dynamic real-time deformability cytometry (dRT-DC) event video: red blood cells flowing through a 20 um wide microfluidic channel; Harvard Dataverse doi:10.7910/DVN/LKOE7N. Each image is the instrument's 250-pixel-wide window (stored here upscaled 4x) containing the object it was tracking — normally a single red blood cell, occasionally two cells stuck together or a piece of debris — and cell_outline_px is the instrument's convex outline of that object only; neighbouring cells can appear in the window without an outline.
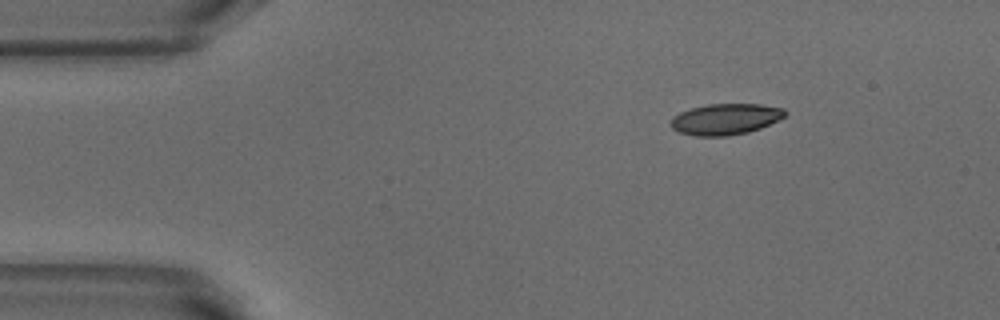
{"species": "common noctule bat (a hibernating species)", "species_latin": "Nyctalus noctula", "temperature_condition": "warm", "stored_images_in_passage": 45, "camera_frame_rate_fps": 3000, "um_per_image_px": 0.085, "animal": {"sex": "male", "body_mass_g": 18.8}, "frame": {"image": 1, "passage_image": 1, "time_ms": 0.0, "image_size_px": [1000, 320], "cell_outline_px": [[788, 112], [780, 120], [760, 128], [748, 132], [728, 136], [696, 136], [680, 132], [672, 128], [672, 116], [680, 112], [692, 108], [708, 104], [760, 104], [784, 108]], "centroid_in_image_um": [61.7, 10.12], "position_along_channel_um": 23.3, "area_um2": 20.69}}
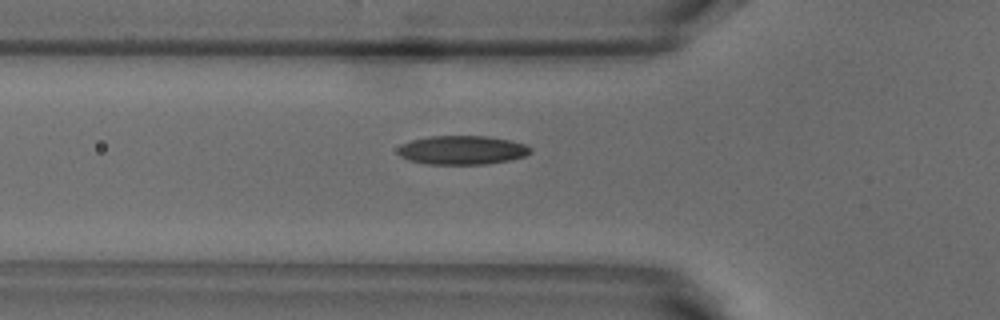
{"frame": {"image": 2, "passage_image": 11, "time_ms": 3.333, "image_size_px": [1000, 320], "cell_outline_px": [[532, 152], [524, 156], [508, 160], [484, 164], [424, 164], [408, 160], [400, 156], [400, 148], [404, 144], [412, 140], [428, 136], [488, 136], [508, 140], [524, 144], [532, 148]], "centroid_in_image_um": [39.3, 12.76], "position_along_channel_um": 86.5, "area_um2": 22.08}}
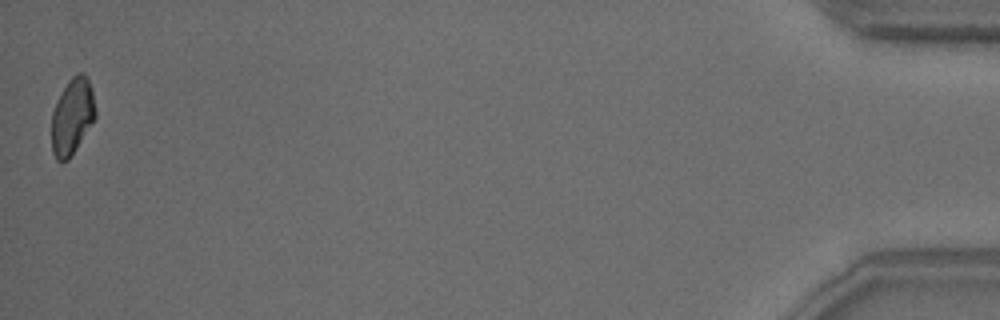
{"frame": {"image": 3, "passage_image": 45, "time_ms": 14.667, "image_size_px": [1000, 320], "cell_outline_px": [[96, 116], [76, 148], [68, 160], [56, 160], [52, 152], [52, 112], [56, 100], [68, 80], [76, 72], [84, 72], [88, 76], [92, 88], [96, 112]], "centroid_in_image_um": [6.14, 9.83], "position_along_channel_um": 429.1, "area_um2": 19.54}, "authors_computed_cell_mechanics": {"area_um2": 21.1548, "velocity_mm_per_s": 3.8772, "shape_relaxation_time_tau1_ms": 8.2528, "shape_relaxation_time_tau2_ms": 2.4329, "deformation_change_tau1": 0.2094, "deformation_change_tau2": 0.0784}}